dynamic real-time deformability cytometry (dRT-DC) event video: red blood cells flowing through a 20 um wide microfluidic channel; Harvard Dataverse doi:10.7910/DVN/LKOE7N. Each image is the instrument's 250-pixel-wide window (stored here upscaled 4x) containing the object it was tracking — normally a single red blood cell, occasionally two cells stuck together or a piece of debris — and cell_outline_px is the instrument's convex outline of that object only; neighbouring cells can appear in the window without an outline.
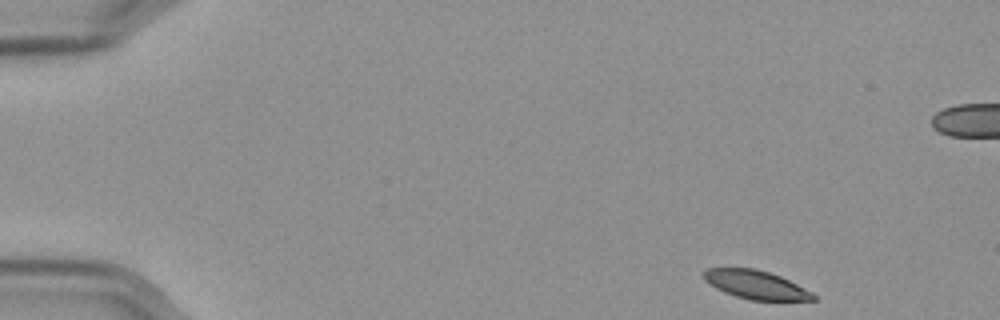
{"species": "Egyptian fruit bat (a non-hibernating species)", "species_latin": "Rousettus aegyptiacus", "temperature_condition": "cold", "stored_images_in_passage": 53, "camera_frame_rate_fps": 3000, "um_per_image_px": 0.085, "frame": {"image": 1, "passage_image": 1, "time_ms": 0.0, "image_size_px": [1000, 320], "cell_outline_px": [[816, 300], [748, 300], [724, 292], [716, 288], [704, 280], [704, 272], [708, 268], [756, 268], [780, 276], [812, 292], [816, 296]], "centroid_in_image_um": [64.24, 24.2], "position_along_channel_um": 20.8, "area_um2": 18.03}}
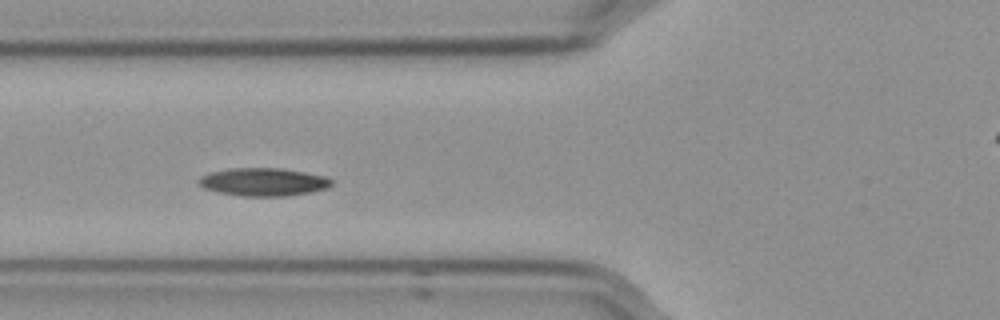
{"frame": {"image": 2, "passage_image": 17, "time_ms": 5.333, "image_size_px": [1000, 320], "cell_outline_px": [[332, 184], [328, 188], [312, 192], [288, 196], [240, 196], [220, 192], [204, 188], [196, 184], [196, 180], [200, 176], [208, 172], [228, 168], [280, 168], [304, 172], [324, 176], [332, 180]], "centroid_in_image_um": [22.34, 15.46], "position_along_channel_um": 103.5, "area_um2": 21.91}}
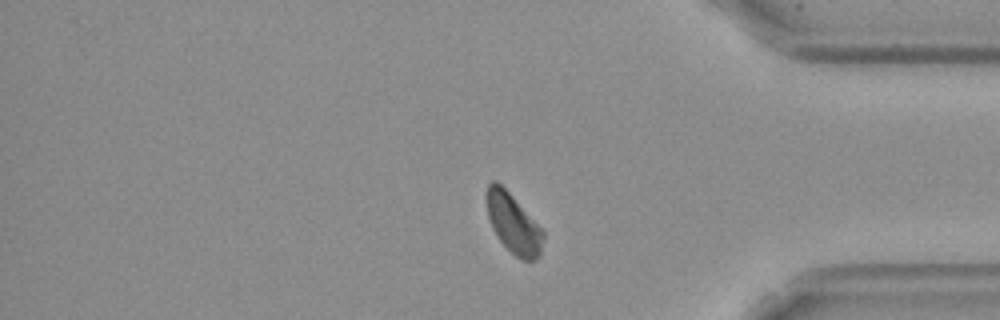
{"frame": {"image": 3, "passage_image": 43, "time_ms": 14.0, "image_size_px": [1000, 320], "cell_outline_px": [[544, 236], [540, 256], [536, 260], [520, 260], [496, 236], [492, 228], [488, 216], [488, 184], [492, 180], [496, 180], [512, 196], [544, 232]], "centroid_in_image_um": [43.65, 19.04], "position_along_channel_um": 391.5, "area_um2": 19.07}, "authors_computed_cell_mechanics": {"area_um2": 20.3456, "velocity_mm_per_s": 3.5256, "shape_relaxation_time_tau1_ms": 7.2301, "shape_relaxation_time_tau2_ms": 8.4603, "deformation_change_tau1": 0.1325, "deformation_change_tau2": 0.13}}